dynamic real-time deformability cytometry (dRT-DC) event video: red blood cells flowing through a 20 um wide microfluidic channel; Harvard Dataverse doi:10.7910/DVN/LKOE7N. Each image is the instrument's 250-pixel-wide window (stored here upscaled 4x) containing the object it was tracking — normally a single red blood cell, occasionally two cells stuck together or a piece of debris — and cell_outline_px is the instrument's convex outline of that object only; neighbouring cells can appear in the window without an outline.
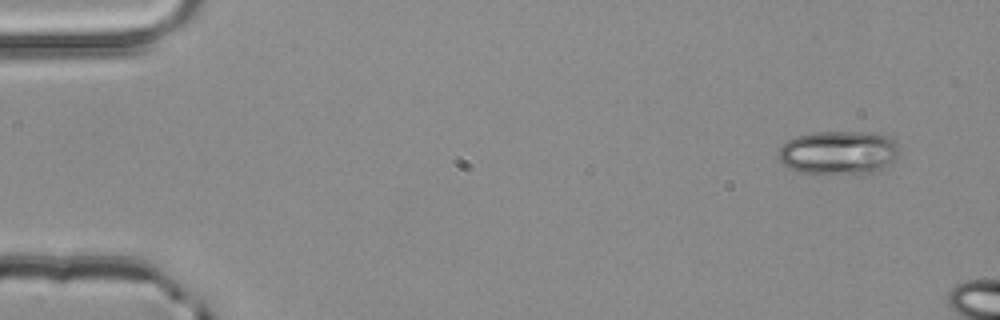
{"species": "common noctule bat (a hibernating species)", "species_latin": "Nyctalus noctula", "temperature_condition": "room temperature", "stored_images_in_passage": 4, "camera_frame_rate_fps": 3000, "um_per_image_px": 0.085, "animal": {"sex": "male", "body_mass_g": 20.4}, "frame": {"image": 1, "passage_image": 1, "time_ms": 0.0, "image_size_px": [1000, 320], "cell_outline_px": [[900, 148], [896, 156], [884, 168], [876, 172], [804, 172], [788, 168], [776, 156], [780, 148], [788, 140], [796, 136], [812, 132], [880, 132], [896, 140]], "centroid_in_image_um": [71.3, 12.92], "position_along_channel_um": 13.7, "area_um2": 30.52}}